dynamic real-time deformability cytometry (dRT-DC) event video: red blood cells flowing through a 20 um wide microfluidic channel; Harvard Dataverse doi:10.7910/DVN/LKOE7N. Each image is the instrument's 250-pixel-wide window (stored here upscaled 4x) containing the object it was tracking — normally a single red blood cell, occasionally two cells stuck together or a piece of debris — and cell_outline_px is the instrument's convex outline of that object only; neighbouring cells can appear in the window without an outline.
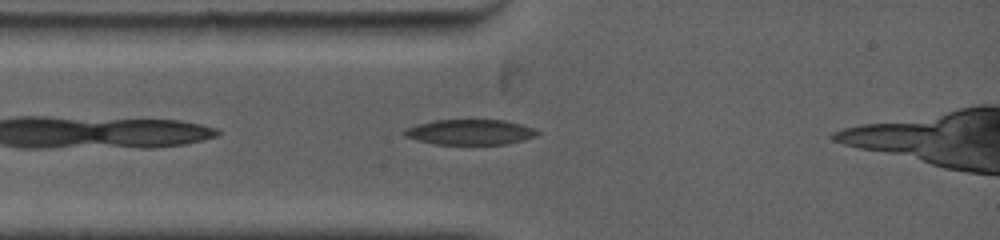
{"species": "common noctule bat (a hibernating species)", "species_latin": "Nyctalus noctula", "temperature_condition": "warm", "stored_images_in_passage": 36, "camera_frame_rate_fps": 5000, "um_per_image_px": 0.085, "animal": {"sex": "female", "body_mass_g": 19.0, "forearm_length_mm": 53.3}, "frame": {"image": 1, "passage_image": 4, "time_ms": 1.0, "image_size_px": [1000, 240], "cell_outline_px": [[540, 132], [536, 136], [524, 140], [504, 144], [432, 144], [404, 136], [400, 132], [416, 124], [436, 120], [504, 120], [520, 124], [532, 128]], "centroid_in_image_um": [39.93, 11.23], "position_along_channel_um": 45.1, "area_um2": 19.54}}
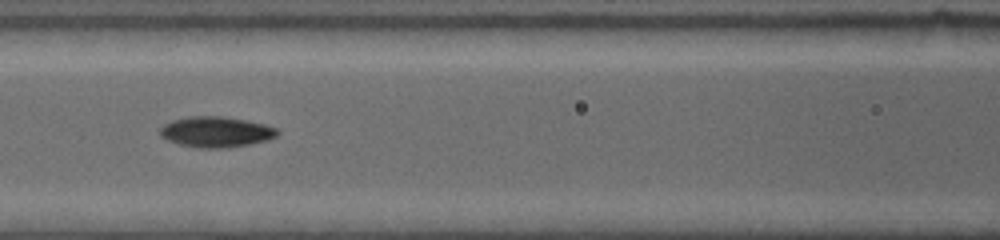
{"frame": {"image": 2, "passage_image": 13, "time_ms": 3.6, "image_size_px": [1000, 240], "cell_outline_px": [[280, 132], [276, 136], [268, 140], [228, 148], [200, 148], [180, 144], [168, 140], [160, 136], [160, 128], [164, 124], [172, 120], [192, 116], [220, 116], [244, 120], [264, 124], [276, 128]], "centroid_in_image_um": [18.36, 11.21], "position_along_channel_um": 148.2, "area_um2": 20.81}}
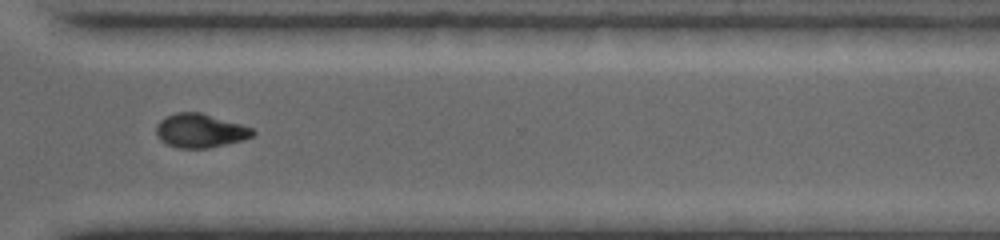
{"frame": {"image": 3, "passage_image": 31, "time_ms": 8.8, "image_size_px": [1000, 240], "cell_outline_px": [[256, 132], [252, 136], [244, 140], [208, 148], [180, 148], [168, 144], [160, 140], [156, 132], [156, 124], [164, 116], [176, 112], [200, 112], [240, 124], [252, 128]], "centroid_in_image_um": [17.0, 11.1], "position_along_channel_um": 353.6, "area_um2": 19.02}}